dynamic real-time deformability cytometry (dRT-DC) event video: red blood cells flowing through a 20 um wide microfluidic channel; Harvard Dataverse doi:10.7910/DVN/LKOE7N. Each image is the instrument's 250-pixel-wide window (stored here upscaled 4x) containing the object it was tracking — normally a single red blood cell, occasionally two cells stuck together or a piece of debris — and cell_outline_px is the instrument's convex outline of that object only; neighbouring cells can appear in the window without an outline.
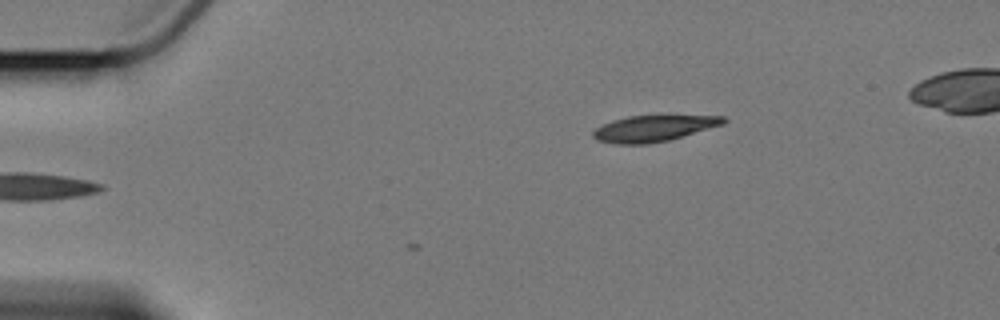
{"species": "Egyptian fruit bat (a non-hibernating species)", "species_latin": "Rousettus aegyptiacus", "temperature_condition": "cold", "stored_images_in_passage": 4, "camera_frame_rate_fps": 3000, "um_per_image_px": 0.085, "animal": {"sex": "female"}, "frame": {"image": 1, "passage_image": 1, "time_ms": 0.0, "image_size_px": [1000, 320], "cell_outline_px": [[728, 120], [724, 124], [668, 140], [648, 144], [616, 144], [596, 140], [592, 136], [592, 132], [596, 128], [612, 120], [628, 116], [724, 116]], "centroid_in_image_um": [55.52, 10.92], "position_along_channel_um": 29.5, "area_um2": 19.65}}